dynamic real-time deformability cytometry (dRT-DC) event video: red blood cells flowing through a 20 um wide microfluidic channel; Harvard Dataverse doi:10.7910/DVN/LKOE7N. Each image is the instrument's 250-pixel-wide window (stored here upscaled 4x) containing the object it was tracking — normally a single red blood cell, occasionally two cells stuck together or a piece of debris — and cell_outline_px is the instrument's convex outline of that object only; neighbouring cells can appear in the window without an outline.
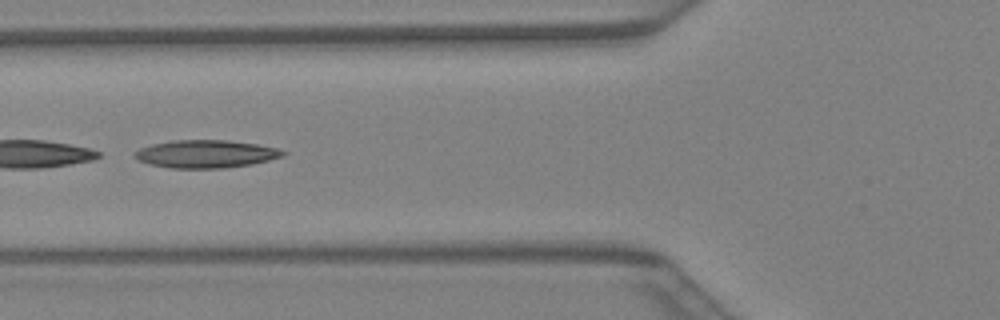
{"species": "Egyptian fruit bat (a non-hibernating species)", "species_latin": "Rousettus aegyptiacus", "temperature_condition": "warm", "stored_images_in_passage": 28, "camera_frame_rate_fps": 3000, "um_per_image_px": 0.085, "animal": {"sex": "female"}, "frame": {"image": 1, "passage_image": 5, "time_ms": 1.333, "image_size_px": [1000, 320], "cell_outline_px": [[288, 152], [284, 156], [252, 164], [224, 168], [172, 168], [148, 164], [132, 156], [132, 152], [140, 148], [152, 144], [172, 140], [228, 140], [256, 144], [276, 148]], "centroid_in_image_um": [17.47, 13.08], "position_along_channel_um": 108.3, "area_um2": 24.1}}